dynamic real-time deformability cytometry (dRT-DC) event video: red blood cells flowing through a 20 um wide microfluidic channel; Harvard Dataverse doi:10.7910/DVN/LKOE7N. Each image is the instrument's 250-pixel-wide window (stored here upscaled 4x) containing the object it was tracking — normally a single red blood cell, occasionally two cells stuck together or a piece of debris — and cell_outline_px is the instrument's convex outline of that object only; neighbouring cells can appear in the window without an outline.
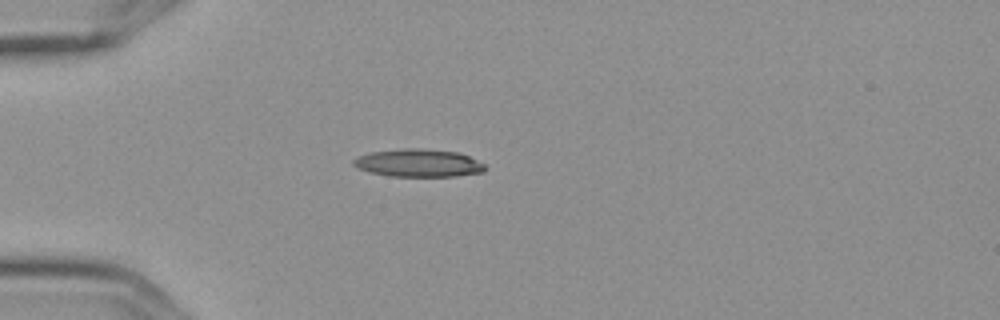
{"species": "Egyptian fruit bat (a non-hibernating species)", "species_latin": "Rousettus aegyptiacus", "temperature_condition": "cold", "stored_images_in_passage": 4, "camera_frame_rate_fps": 3000, "um_per_image_px": 0.085, "frame": {"image": 1, "passage_image": 4, "time_ms": 1.0, "image_size_px": [1000, 320], "cell_outline_px": [[484, 172], [456, 176], [392, 176], [368, 172], [356, 168], [352, 164], [352, 160], [360, 156], [372, 152], [404, 148], [420, 148], [456, 152], [468, 156], [484, 164]], "centroid_in_image_um": [35.53, 13.86], "position_along_channel_um": 49.5, "area_um2": 21.15}}